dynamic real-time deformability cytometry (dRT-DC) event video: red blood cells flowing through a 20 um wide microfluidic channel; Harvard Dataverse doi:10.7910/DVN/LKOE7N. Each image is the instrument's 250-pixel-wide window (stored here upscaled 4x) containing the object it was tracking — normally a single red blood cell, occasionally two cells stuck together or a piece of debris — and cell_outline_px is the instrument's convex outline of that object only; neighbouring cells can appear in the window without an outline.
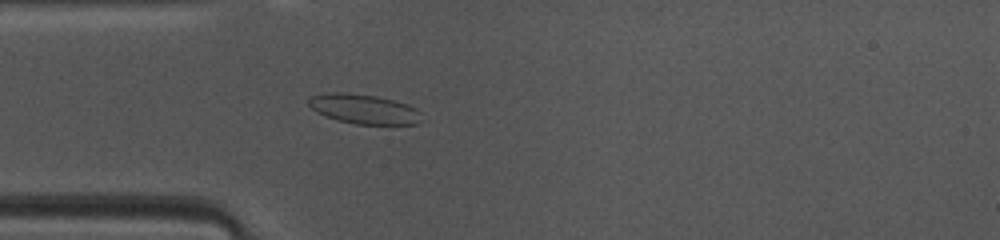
{"species": "common noctule bat (a hibernating species)", "species_latin": "Nyctalus noctula", "temperature_condition": "warm", "stored_images_in_passage": 39, "camera_frame_rate_fps": 3000, "um_per_image_px": 0.085, "animal": {"sex": "female", "body_mass_g": 10.0, "forearm_length_mm": 53.1}, "frame": {"image": 1, "passage_image": 4, "time_ms": 1.0, "image_size_px": [1000, 240], "cell_outline_px": [[424, 120], [416, 124], [356, 124], [336, 120], [324, 116], [316, 112], [308, 104], [308, 100], [312, 96], [324, 92], [344, 92], [376, 96], [408, 104], [416, 108], [420, 112]], "centroid_in_image_um": [30.93, 9.27], "position_along_channel_um": 54.1, "area_um2": 19.71}}
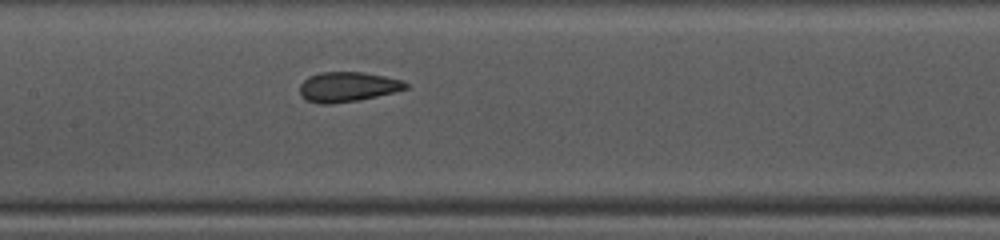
{"frame": {"image": 2, "passage_image": 13, "time_ms": 4.0, "image_size_px": [1000, 240], "cell_outline_px": [[408, 88], [360, 100], [332, 104], [316, 104], [300, 96], [300, 84], [308, 76], [320, 72], [364, 72], [384, 76], [400, 80], [408, 84]], "centroid_in_image_um": [29.5, 7.38], "position_along_channel_um": 177.9, "area_um2": 18.44}}
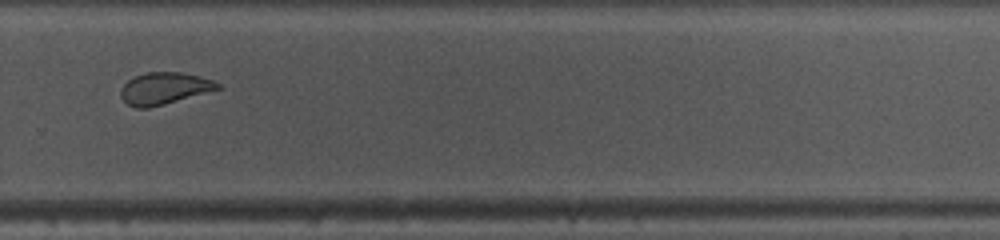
{"frame": {"image": 3, "passage_image": 23, "time_ms": 7.333, "image_size_px": [1000, 240], "cell_outline_px": [[220, 88], [164, 104], [148, 108], [136, 108], [128, 104], [120, 96], [120, 88], [128, 80], [136, 76], [148, 72], [180, 72], [200, 76], [212, 80], [220, 84]], "centroid_in_image_um": [13.92, 7.51], "position_along_channel_um": 315.9, "area_um2": 17.74}, "authors_computed_cell_mechanics": {"area_um2": 19.0162, "velocity_mm_per_s": 4.1555, "shape_relaxation_time_tau1_ms": null, "shape_relaxation_time_tau2_ms": 1.2847, "deformation_change_tau1": null, "deformation_change_tau2": 0.0496}}